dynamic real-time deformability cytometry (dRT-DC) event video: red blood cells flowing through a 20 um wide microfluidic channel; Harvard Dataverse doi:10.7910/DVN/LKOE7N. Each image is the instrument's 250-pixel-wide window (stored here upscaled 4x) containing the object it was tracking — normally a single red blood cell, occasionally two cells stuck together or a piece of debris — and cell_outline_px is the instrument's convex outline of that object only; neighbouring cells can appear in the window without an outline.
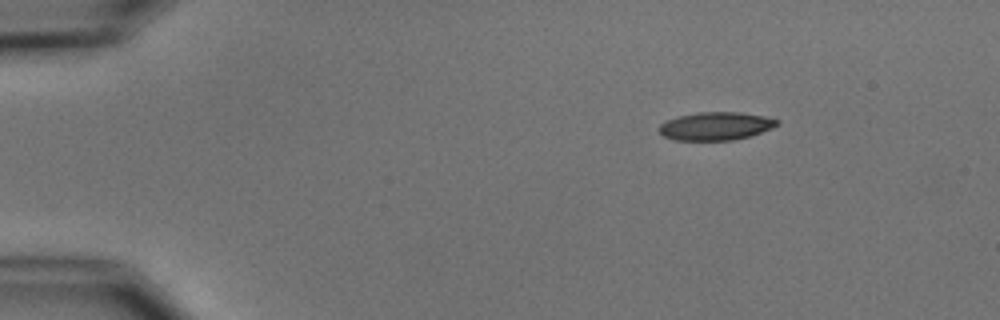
{"species": "common noctule bat (a hibernating species)", "species_latin": "Nyctalus noctula", "temperature_condition": "cold", "stored_images_in_passage": 3, "camera_frame_rate_fps": 3000, "um_per_image_px": 0.085, "animal": {"sex": "male", "body_mass_g": 15.6}, "frame": {"image": 1, "passage_image": 1, "time_ms": 0.0, "image_size_px": [1000, 320], "cell_outline_px": [[780, 124], [772, 128], [748, 136], [732, 140], [672, 140], [664, 136], [656, 128], [664, 120], [676, 116], [696, 112], [740, 112], [764, 116], [780, 120]], "centroid_in_image_um": [60.79, 10.7], "position_along_channel_um": 24.2, "area_um2": 19.54}}